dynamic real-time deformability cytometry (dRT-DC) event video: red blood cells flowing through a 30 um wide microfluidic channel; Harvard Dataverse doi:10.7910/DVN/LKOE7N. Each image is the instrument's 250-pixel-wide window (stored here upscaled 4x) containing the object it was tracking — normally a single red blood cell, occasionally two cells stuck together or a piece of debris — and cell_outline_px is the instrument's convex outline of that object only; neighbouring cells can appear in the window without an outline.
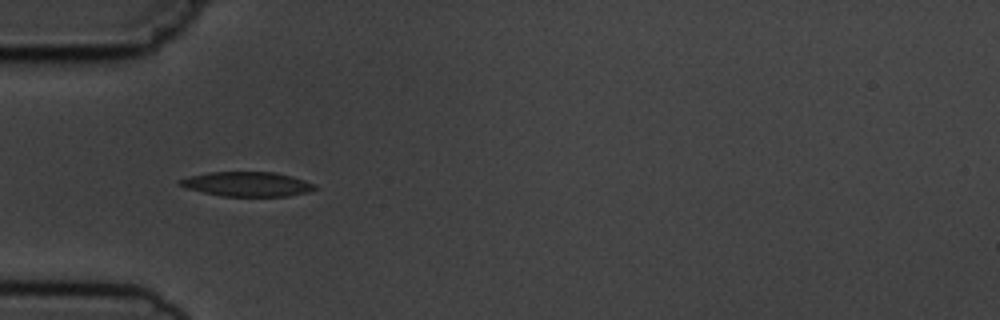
{"species": "common noctule bat (a hibernating species)", "species_latin": "Nyctalus noctula", "temperature_condition": "cold", "stored_images_in_passage": 4, "camera_frame_rate_fps": 3000, "um_per_image_px": 0.085, "animal": {"sex": "male", "body_mass_g": 19.5, "forearm_length_mm": 54.6}, "frame": {"image": 1, "passage_image": 3, "time_ms": 2.333, "image_size_px": [1000, 320], "cell_outline_px": [[316, 188], [308, 192], [288, 196], [220, 196], [188, 188], [176, 184], [176, 180], [188, 176], [208, 172], [276, 172], [292, 176], [316, 184]], "centroid_in_image_um": [20.98, 15.64], "position_along_channel_um": 64.0, "area_um2": 19.42}}
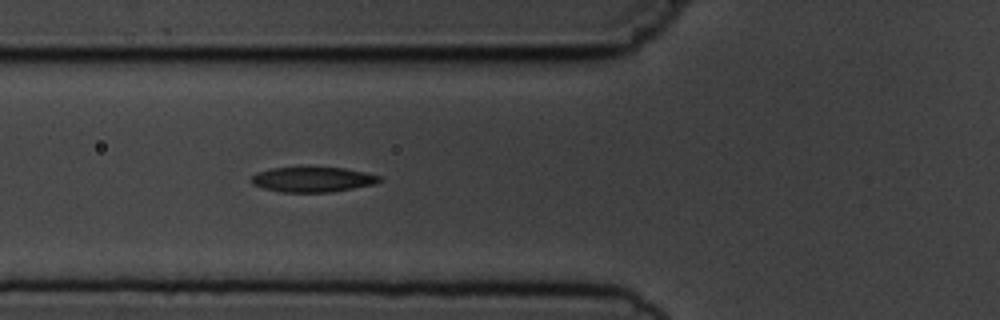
{"frame": {"image": 2, "passage_image": 4, "time_ms": 3.333, "image_size_px": [1000, 320], "cell_outline_px": [[384, 180], [376, 184], [332, 192], [280, 192], [264, 188], [252, 184], [248, 180], [256, 172], [272, 168], [344, 168], [364, 172], [380, 176]], "centroid_in_image_um": [26.58, 15.27], "position_along_channel_um": 99.2, "area_um2": 18.73}}